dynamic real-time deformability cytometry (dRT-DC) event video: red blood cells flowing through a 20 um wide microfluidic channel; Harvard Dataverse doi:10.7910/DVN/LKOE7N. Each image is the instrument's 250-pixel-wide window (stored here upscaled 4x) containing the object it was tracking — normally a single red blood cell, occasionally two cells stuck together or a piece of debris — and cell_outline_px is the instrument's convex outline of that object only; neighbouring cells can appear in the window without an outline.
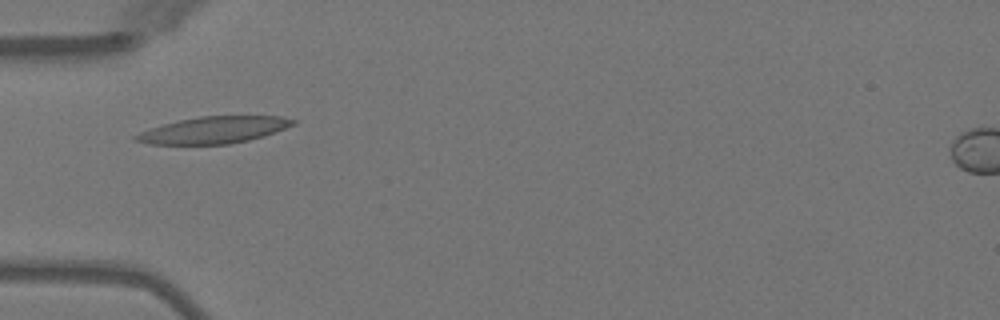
{"species": "Egyptian fruit bat (a non-hibernating species)", "species_latin": "Rousettus aegyptiacus", "temperature_condition": "warm", "stored_images_in_passage": 4, "camera_frame_rate_fps": 3000, "um_per_image_px": 0.085, "animal": {"sex": "female"}, "frame": {"image": 1, "passage_image": 3, "time_ms": 3.667, "image_size_px": [1000, 320], "cell_outline_px": [[296, 124], [264, 136], [248, 140], [228, 144], [148, 144], [132, 140], [132, 136], [148, 128], [180, 120], [200, 116], [280, 116], [296, 120]], "centroid_in_image_um": [18.14, 11.05], "position_along_channel_um": 66.9, "area_um2": 24.51}}
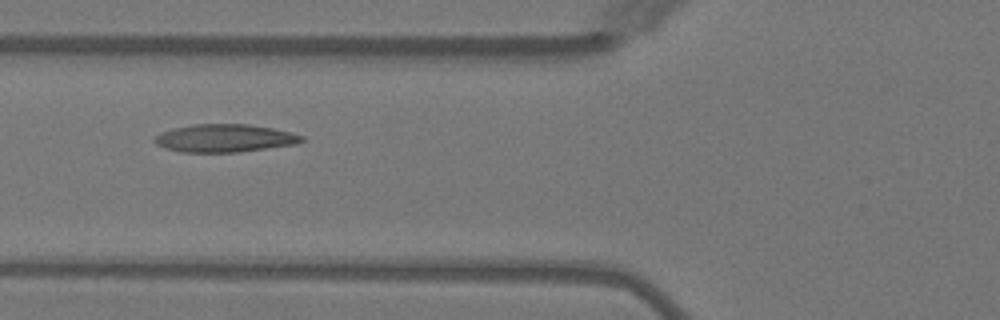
{"frame": {"image": 2, "passage_image": 4, "time_ms": 4.667, "image_size_px": [1000, 320], "cell_outline_px": [[304, 140], [296, 144], [240, 152], [180, 152], [164, 148], [156, 144], [152, 140], [160, 132], [172, 128], [196, 124], [248, 124], [272, 128], [292, 132], [304, 136]], "centroid_in_image_um": [19.08, 11.74], "position_along_channel_um": 106.7, "area_um2": 24.04}}